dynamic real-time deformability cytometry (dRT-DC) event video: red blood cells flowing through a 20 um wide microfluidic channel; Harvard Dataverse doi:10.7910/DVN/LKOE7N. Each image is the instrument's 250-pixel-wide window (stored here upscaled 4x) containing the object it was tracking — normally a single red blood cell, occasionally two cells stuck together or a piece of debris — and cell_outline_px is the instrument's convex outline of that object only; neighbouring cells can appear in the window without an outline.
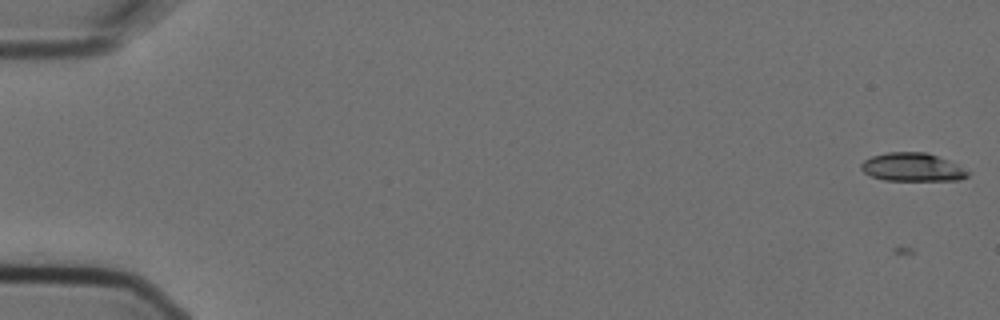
{"species": "Egyptian fruit bat (a non-hibernating species)", "species_latin": "Rousettus aegyptiacus", "temperature_condition": "cold", "stored_images_in_passage": 6, "camera_frame_rate_fps": 3000, "um_per_image_px": 0.085, "animal": {"sex": "female"}, "frame": {"image": 1, "passage_image": 1, "time_ms": 0.0, "image_size_px": [1000, 320], "cell_outline_px": [[968, 176], [960, 180], [884, 180], [872, 176], [864, 172], [860, 168], [860, 164], [864, 160], [872, 156], [888, 152], [928, 152], [948, 160], [956, 164], [968, 172]], "centroid_in_image_um": [77.53, 14.2], "position_along_channel_um": 7.5, "area_um2": 17.51}}
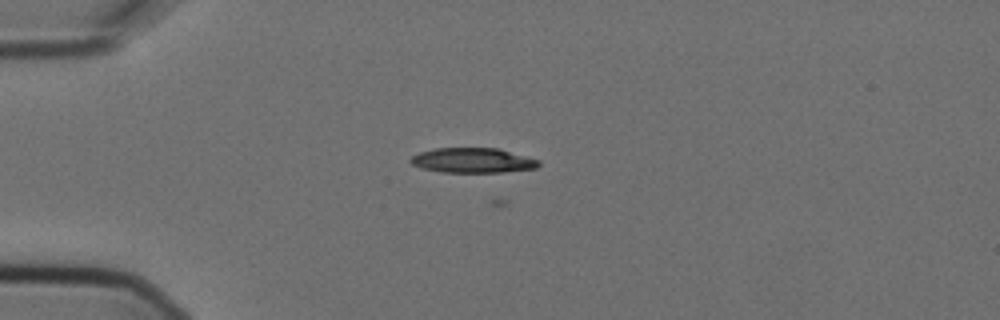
{"frame": {"image": 2, "passage_image": 5, "time_ms": 1.333, "image_size_px": [1000, 320], "cell_outline_px": [[540, 164], [536, 168], [504, 172], [440, 172], [420, 168], [412, 164], [408, 160], [412, 156], [420, 152], [436, 148], [496, 148], [540, 160]], "centroid_in_image_um": [40.15, 13.64], "position_along_channel_um": 44.8, "area_um2": 18.55}}